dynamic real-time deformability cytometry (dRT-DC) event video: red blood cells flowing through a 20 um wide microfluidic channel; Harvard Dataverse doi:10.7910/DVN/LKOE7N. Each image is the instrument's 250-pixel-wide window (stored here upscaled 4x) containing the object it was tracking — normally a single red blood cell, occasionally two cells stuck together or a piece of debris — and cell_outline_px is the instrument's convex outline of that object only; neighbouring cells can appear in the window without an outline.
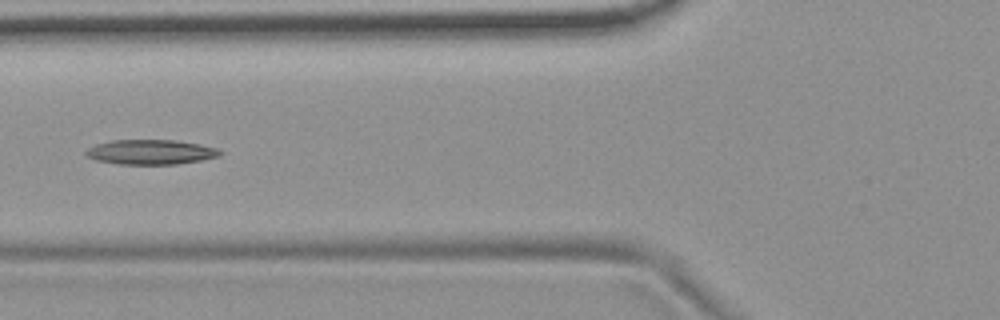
{"species": "common noctule bat (a hibernating species)", "species_latin": "Nyctalus noctula", "temperature_condition": "room temperature", "stored_images_in_passage": 4, "camera_frame_rate_fps": 3000, "um_per_image_px": 0.085, "animal": {"sex": "female", "body_mass_g": 19.9}, "frame": {"image": 1, "passage_image": 4, "time_ms": 3.333, "image_size_px": [1000, 320], "cell_outline_px": [[224, 152], [220, 156], [200, 160], [176, 164], [116, 164], [96, 160], [88, 156], [84, 152], [88, 148], [96, 144], [112, 140], [176, 140], [200, 144], [216, 148]], "centroid_in_image_um": [12.82, 12.92], "position_along_channel_um": 113.0, "area_um2": 19.36}}